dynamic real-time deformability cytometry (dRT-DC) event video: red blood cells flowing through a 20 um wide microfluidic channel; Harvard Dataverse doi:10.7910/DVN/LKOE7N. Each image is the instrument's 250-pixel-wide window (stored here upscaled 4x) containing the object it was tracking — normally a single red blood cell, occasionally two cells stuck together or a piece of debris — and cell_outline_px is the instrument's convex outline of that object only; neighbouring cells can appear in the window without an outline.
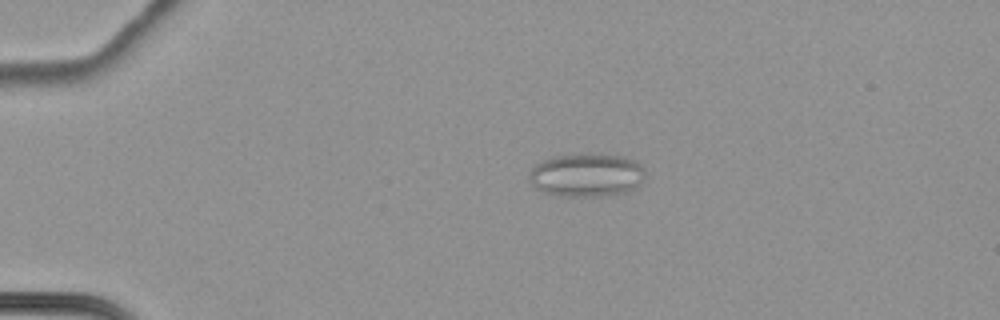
{"species": "common noctule bat (a hibernating species)", "species_latin": "Nyctalus noctula", "temperature_condition": "cold", "stored_images_in_passage": 65, "camera_frame_rate_fps": 3000, "um_per_image_px": 0.085, "animal": {"sex": "female", "body_mass_g": 22.7, "forearm_length_mm": 54.2}, "frame": {"image": 1, "passage_image": 17, "time_ms": 5.333, "image_size_px": [1000, 320], "cell_outline_px": [[644, 176], [640, 184], [636, 188], [628, 192], [612, 196], [552, 196], [536, 188], [528, 180], [528, 176], [532, 168], [536, 164], [552, 156], [588, 152], [592, 152], [624, 156], [636, 160], [644, 168]], "centroid_in_image_um": [49.88, 14.87], "position_along_channel_um": 35.1, "area_um2": 30.29}}
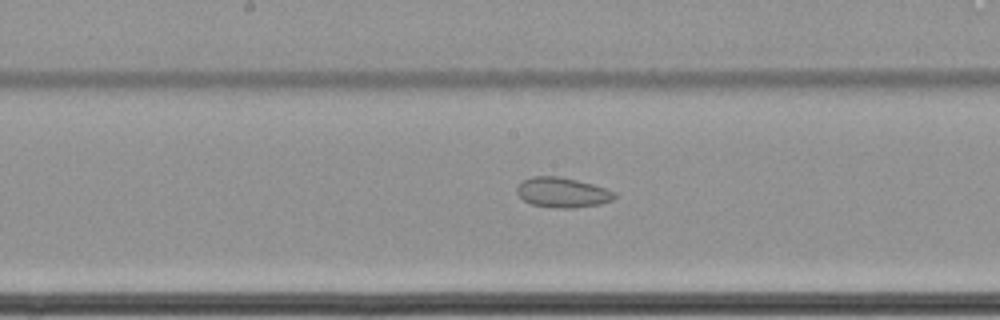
{"frame": {"image": 2, "passage_image": 37, "time_ms": 12.0, "image_size_px": [1000, 320], "cell_outline_px": [[616, 196], [612, 200], [600, 204], [572, 208], [556, 208], [532, 204], [524, 200], [516, 192], [516, 188], [524, 180], [532, 176], [556, 176], [576, 180], [592, 184], [616, 192]], "centroid_in_image_um": [47.81, 16.36], "position_along_channel_um": 200.4, "area_um2": 16.88}}
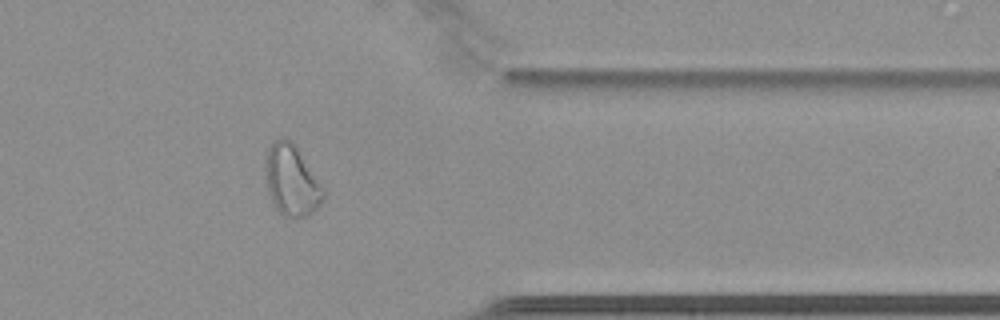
{"frame": {"image": 3, "passage_image": 54, "time_ms": 17.667, "image_size_px": [1000, 320], "cell_outline_px": [[324, 196], [320, 204], [308, 216], [280, 216], [264, 184], [264, 156], [272, 140], [280, 136], [288, 140], [296, 148], [324, 188]], "centroid_in_image_um": [24.71, 15.32], "position_along_channel_um": 386.7, "area_um2": 23.99}, "authors_computed_cell_mechanics": {"area_um2": 25.143, "velocity_mm_per_s": 3.4469, "shape_relaxation_time_tau1_ms": null, "shape_relaxation_time_tau2_ms": 4.0702, "deformation_change_tau1": null, "deformation_change_tau2": 0.0976}}